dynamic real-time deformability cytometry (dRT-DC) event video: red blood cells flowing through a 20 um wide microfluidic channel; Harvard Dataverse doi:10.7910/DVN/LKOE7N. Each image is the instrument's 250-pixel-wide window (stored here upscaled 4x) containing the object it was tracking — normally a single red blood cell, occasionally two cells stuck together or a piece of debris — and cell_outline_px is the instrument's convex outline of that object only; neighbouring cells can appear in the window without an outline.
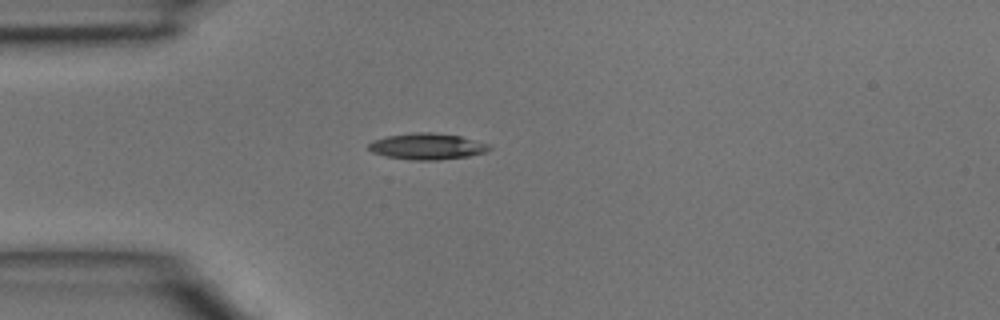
{"species": "common noctule bat (a hibernating species)", "species_latin": "Nyctalus noctula", "temperature_condition": "room temperature", "stored_images_in_passage": 3, "camera_frame_rate_fps": 3000, "um_per_image_px": 0.085, "animal": {"sex": "male", "body_mass_g": 15.6}, "frame": {"image": 1, "passage_image": 3, "time_ms": 0.667, "image_size_px": [1000, 320], "cell_outline_px": [[492, 148], [488, 152], [468, 156], [436, 160], [412, 160], [384, 156], [372, 152], [368, 148], [368, 144], [372, 140], [388, 136], [416, 132], [432, 132], [460, 136], [488, 144]], "centroid_in_image_um": [36.3, 12.44], "position_along_channel_um": 48.7, "area_um2": 18.44}}